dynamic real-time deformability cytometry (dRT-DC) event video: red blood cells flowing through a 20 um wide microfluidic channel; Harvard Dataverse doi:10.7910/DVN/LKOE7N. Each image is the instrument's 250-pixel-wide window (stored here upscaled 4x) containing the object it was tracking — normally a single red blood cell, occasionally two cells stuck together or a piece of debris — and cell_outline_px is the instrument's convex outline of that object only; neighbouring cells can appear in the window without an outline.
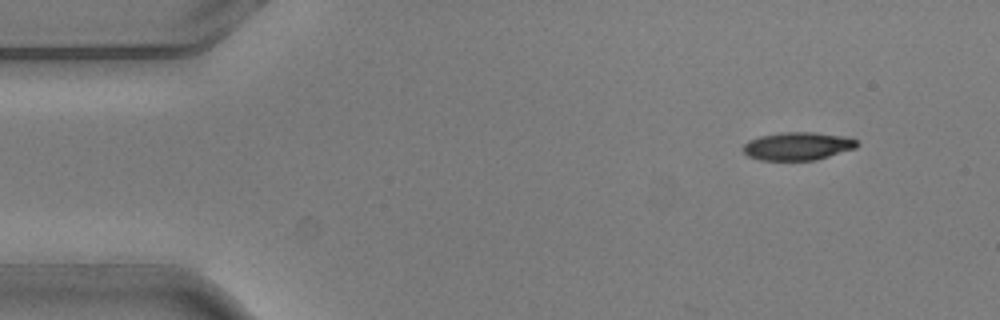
{"species": "common noctule bat (a hibernating species)", "species_latin": "Nyctalus noctula", "temperature_condition": "warm", "stored_images_in_passage": 3, "camera_frame_rate_fps": 3000, "um_per_image_px": 0.085, "animal": {"sex": "male", "body_mass_g": 20.5, "forearm_length_mm": 52.5}, "frame": {"image": 1, "passage_image": 1, "time_ms": 0.0, "image_size_px": [1000, 320], "cell_outline_px": [[860, 144], [856, 148], [816, 160], [760, 160], [748, 156], [740, 148], [748, 140], [760, 136], [780, 132], [816, 132], [848, 136], [856, 140]], "centroid_in_image_um": [67.81, 12.41], "position_along_channel_um": 17.2, "area_um2": 18.9}}
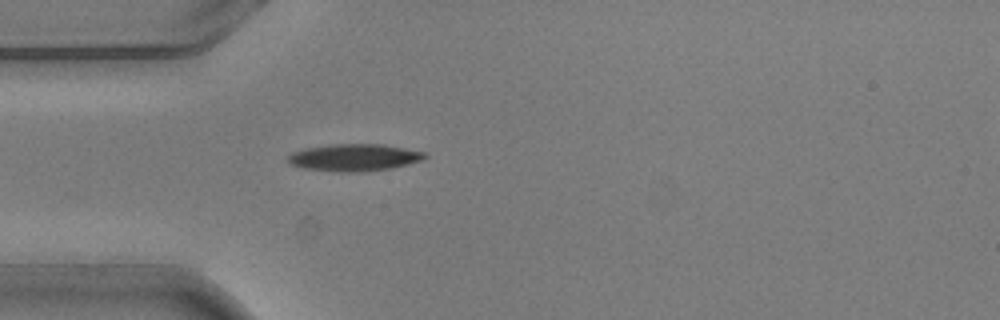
{"frame": {"image": 2, "passage_image": 3, "time_ms": 0.667, "image_size_px": [1000, 320], "cell_outline_px": [[428, 156], [424, 160], [392, 168], [364, 172], [340, 172], [304, 168], [288, 164], [288, 156], [292, 152], [304, 148], [332, 144], [384, 144], [424, 152]], "centroid_in_image_um": [30.12, 13.39], "position_along_channel_um": 54.9, "area_um2": 21.79}}